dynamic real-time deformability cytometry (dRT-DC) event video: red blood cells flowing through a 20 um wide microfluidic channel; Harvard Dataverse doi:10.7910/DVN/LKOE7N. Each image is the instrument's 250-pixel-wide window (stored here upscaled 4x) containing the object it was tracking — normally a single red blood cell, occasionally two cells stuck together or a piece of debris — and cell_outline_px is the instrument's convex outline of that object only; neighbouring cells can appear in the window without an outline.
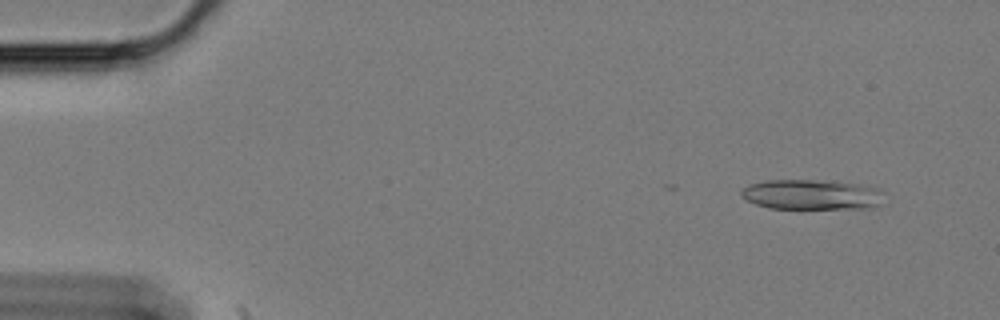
{"species": "Egyptian fruit bat (a non-hibernating species)", "species_latin": "Rousettus aegyptiacus", "temperature_condition": "cold", "stored_images_in_passage": 7, "camera_frame_rate_fps": 3000, "um_per_image_px": 0.085, "animal": {"sex": "female"}, "frame": {"image": 1, "passage_image": 5, "time_ms": 1.333, "image_size_px": [1000, 320], "cell_outline_px": [[884, 192], [880, 204], [872, 208], [800, 212], [768, 208], [756, 204], [740, 196], [740, 192], [748, 184], [764, 180], [812, 180], [856, 184], [880, 188]], "centroid_in_image_um": [68.99, 16.61], "position_along_channel_um": 16.0, "area_um2": 26.47}}